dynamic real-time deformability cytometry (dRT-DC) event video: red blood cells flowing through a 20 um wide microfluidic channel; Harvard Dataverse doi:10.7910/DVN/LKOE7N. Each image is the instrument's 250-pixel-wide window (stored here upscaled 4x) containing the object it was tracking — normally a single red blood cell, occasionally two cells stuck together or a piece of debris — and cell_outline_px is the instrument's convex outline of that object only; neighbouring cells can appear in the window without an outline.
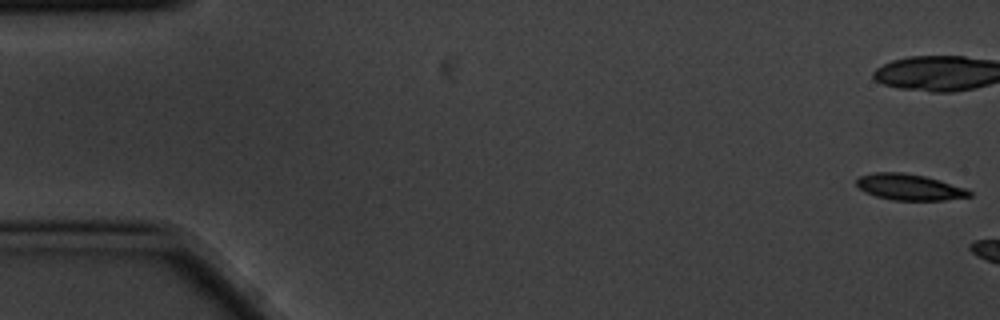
{"species": "common noctule bat (a hibernating species)", "species_latin": "Nyctalus noctula", "temperature_condition": "cold", "stored_images_in_passage": 3, "camera_frame_rate_fps": 3000, "um_per_image_px": 0.085, "animal": {"sex": "male", "body_mass_g": 20.1, "forearm_length_mm": 53.5}, "frame": {"image": 1, "passage_image": 1, "time_ms": 0.0, "image_size_px": [1000, 320], "cell_outline_px": [[972, 196], [944, 200], [892, 200], [876, 196], [864, 192], [856, 184], [856, 180], [860, 176], [872, 172], [904, 172], [924, 176], [940, 180], [968, 188], [972, 192]], "centroid_in_image_um": [77.31, 15.9], "position_along_channel_um": 7.7, "area_um2": 17.34}}